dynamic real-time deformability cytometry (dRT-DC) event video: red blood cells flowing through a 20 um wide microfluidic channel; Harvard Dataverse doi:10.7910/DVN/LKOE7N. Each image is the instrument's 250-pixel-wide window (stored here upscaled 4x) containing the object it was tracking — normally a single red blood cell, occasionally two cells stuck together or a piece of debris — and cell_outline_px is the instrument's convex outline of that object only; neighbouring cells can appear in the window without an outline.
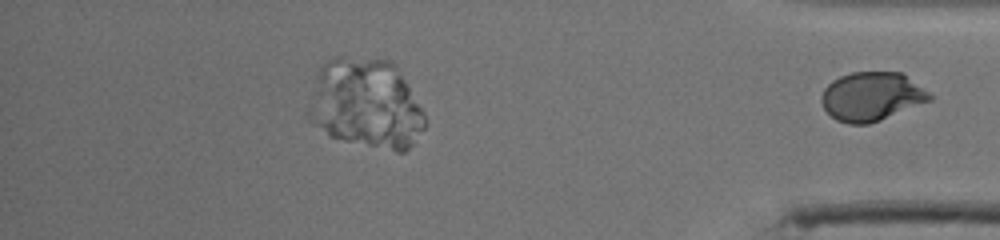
{"species": "human", "species_latin": "Homo sapiens", "temperature_condition": "cold", "stored_images_in_passage": 48, "segment_of_instrument_passage": [2, 2], "camera_frame_rate_fps": 3000, "um_per_image_px": 0.085, "donor": {"sex": "male"}, "frame": {"image": 1, "passage_image": 48, "time_ms": 15.667, "image_size_px": [1000, 240], "cell_outline_px": [[932, 100], [880, 120], [868, 124], [848, 124], [836, 120], [824, 108], [820, 100], [820, 96], [824, 88], [832, 80], [840, 76], [852, 72], [904, 72], [932, 92]], "centroid_in_image_um": [74.13, 8.18], "position_along_channel_um": 361.1, "area_um2": 31.21}}